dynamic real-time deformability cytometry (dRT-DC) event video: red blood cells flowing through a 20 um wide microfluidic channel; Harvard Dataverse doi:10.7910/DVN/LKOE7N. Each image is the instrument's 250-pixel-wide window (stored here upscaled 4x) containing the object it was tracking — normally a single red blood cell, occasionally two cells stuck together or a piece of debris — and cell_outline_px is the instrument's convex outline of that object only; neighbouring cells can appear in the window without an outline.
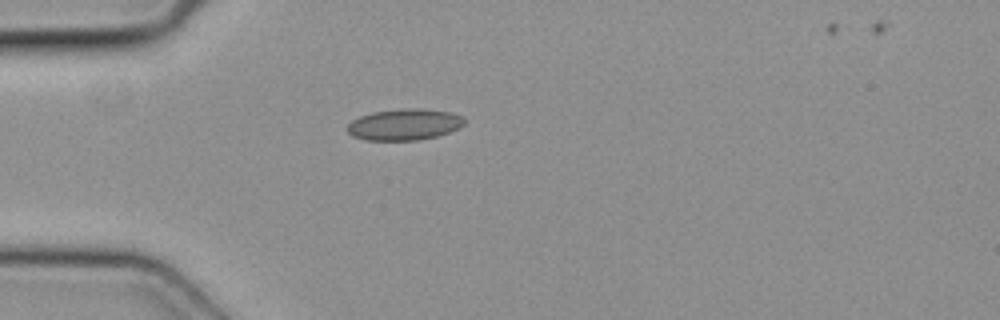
{"species": "common noctule bat (a hibernating species)", "species_latin": "Nyctalus noctula", "temperature_condition": "cold", "stored_images_in_passage": 2, "camera_frame_rate_fps": 3000, "um_per_image_px": 0.085, "animal": {"sex": "female", "body_mass_g": 19.3, "forearm_length_mm": 54.1}, "frame": {"image": 1, "passage_image": 1, "time_ms": 0.0, "image_size_px": [1000, 320], "cell_outline_px": [[464, 124], [460, 128], [436, 136], [416, 140], [364, 140], [352, 136], [348, 132], [348, 124], [352, 120], [360, 116], [372, 112], [400, 108], [420, 108], [452, 112], [460, 116], [464, 120]], "centroid_in_image_um": [34.35, 10.57], "position_along_channel_um": 50.6, "area_um2": 21.39}}